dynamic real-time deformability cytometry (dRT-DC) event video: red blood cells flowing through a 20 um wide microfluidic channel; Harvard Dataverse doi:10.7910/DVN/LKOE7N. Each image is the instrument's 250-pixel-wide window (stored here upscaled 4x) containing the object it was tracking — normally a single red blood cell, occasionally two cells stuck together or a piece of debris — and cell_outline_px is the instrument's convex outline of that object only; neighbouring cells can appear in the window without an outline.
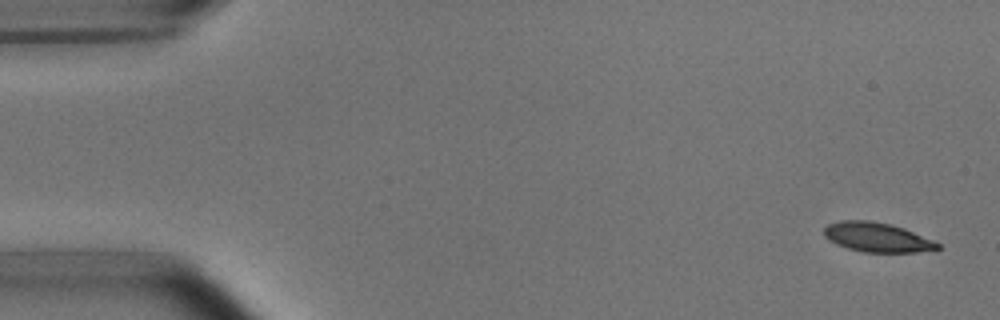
{"species": "common noctule bat (a hibernating species)", "species_latin": "Nyctalus noctula", "temperature_condition": "room temperature", "stored_images_in_passage": 9, "camera_frame_rate_fps": 3000, "um_per_image_px": 0.085, "animal": {"sex": "male", "body_mass_g": 15.6}, "frame": {"image": 1, "passage_image": 1, "time_ms": 0.0, "image_size_px": [1000, 320], "cell_outline_px": [[944, 248], [936, 252], [864, 252], [848, 248], [836, 244], [828, 240], [824, 236], [824, 228], [828, 224], [840, 220], [868, 220], [892, 224], [904, 228], [932, 240], [940, 244]], "centroid_in_image_um": [74.61, 20.18], "position_along_channel_um": 10.4, "area_um2": 19.83}}
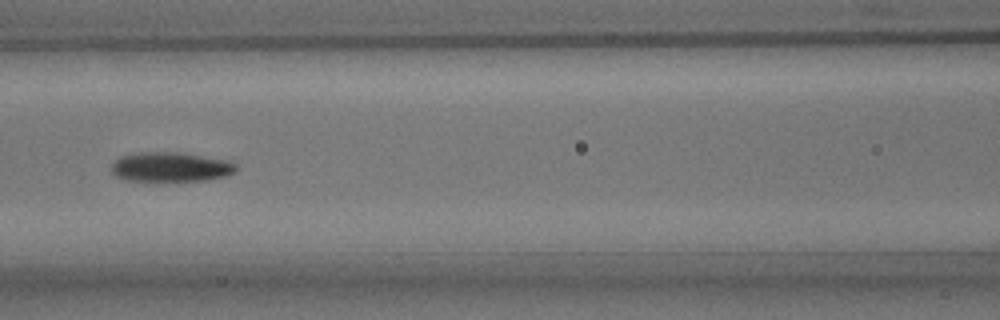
{"frame": {"image": 2, "passage_image": 7, "time_ms": 2.0, "image_size_px": [1000, 320], "cell_outline_px": [[236, 172], [224, 176], [208, 180], [176, 184], [124, 180], [116, 176], [112, 172], [112, 164], [120, 156], [140, 152], [176, 152], [228, 160], [236, 164]], "centroid_in_image_um": [14.5, 14.25], "position_along_channel_um": 152.1, "area_um2": 22.43}}
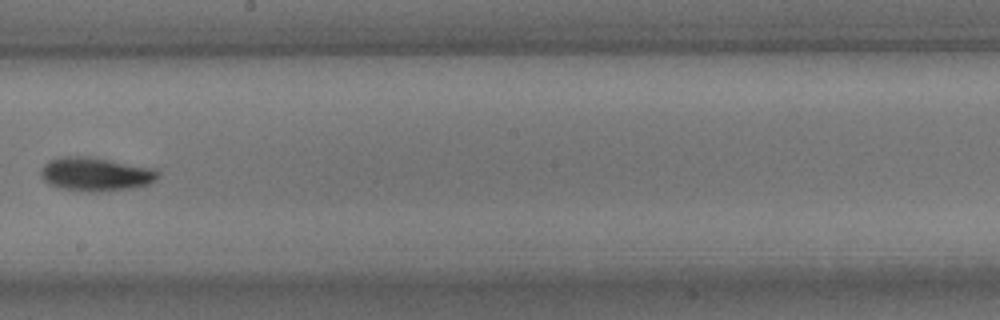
{"frame": {"image": 3, "passage_image": 9, "time_ms": 2.667, "image_size_px": [1000, 320], "cell_outline_px": [[160, 176], [156, 180], [148, 184], [132, 188], [88, 192], [60, 188], [44, 180], [40, 176], [40, 168], [48, 160], [64, 156], [80, 156], [108, 160], [156, 168], [160, 172]], "centroid_in_image_um": [8.14, 14.8], "position_along_channel_um": 240.1, "area_um2": 22.89}}